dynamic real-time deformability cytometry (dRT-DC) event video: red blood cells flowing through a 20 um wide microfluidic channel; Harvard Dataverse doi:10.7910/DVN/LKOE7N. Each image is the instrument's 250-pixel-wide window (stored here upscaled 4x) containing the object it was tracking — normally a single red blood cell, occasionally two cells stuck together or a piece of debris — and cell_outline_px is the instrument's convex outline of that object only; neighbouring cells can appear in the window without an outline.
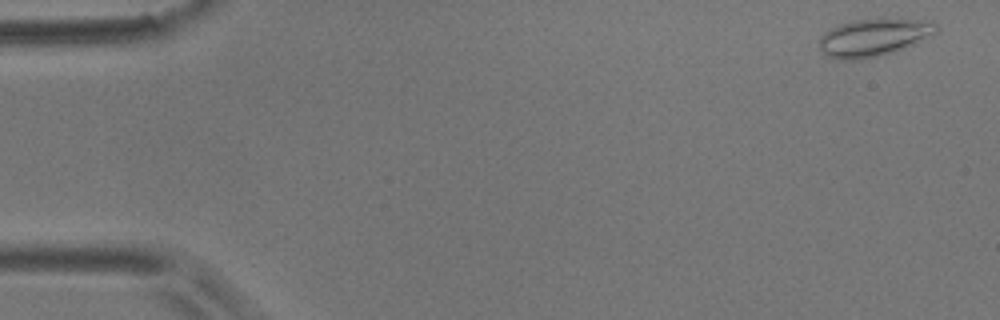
{"species": "common noctule bat (a hibernating species)", "species_latin": "Nyctalus noctula", "temperature_condition": "room temperature", "stored_images_in_passage": 5, "camera_frame_rate_fps": 3000, "um_per_image_px": 0.085, "animal": {"sex": "male", "body_mass_g": 17.9}, "frame": {"image": 1, "passage_image": 1, "time_ms": 0.0, "image_size_px": [1000, 320], "cell_outline_px": [[940, 28], [936, 32], [904, 48], [892, 52], [860, 60], [840, 60], [828, 56], [820, 48], [820, 36], [824, 32], [840, 24], [852, 20], [932, 20]], "centroid_in_image_um": [74.24, 3.19], "position_along_channel_um": 10.8, "area_um2": 25.03}}